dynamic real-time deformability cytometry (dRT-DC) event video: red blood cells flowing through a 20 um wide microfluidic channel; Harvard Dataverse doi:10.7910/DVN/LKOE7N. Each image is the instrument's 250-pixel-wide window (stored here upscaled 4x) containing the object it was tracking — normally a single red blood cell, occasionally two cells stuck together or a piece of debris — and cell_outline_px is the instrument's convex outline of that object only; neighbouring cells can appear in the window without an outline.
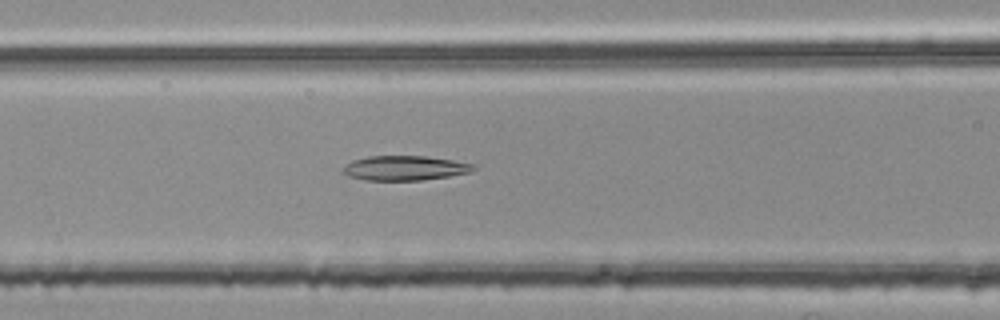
{"species": "common noctule bat (a hibernating species)", "species_latin": "Nyctalus noctula", "temperature_condition": "room temperature", "stored_images_in_passage": 39, "camera_frame_rate_fps": 3000, "um_per_image_px": 0.085, "animal": {"sex": "female", "body_mass_g": 25.1}, "frame": {"image": 1, "passage_image": 17, "time_ms": 5.333, "image_size_px": [1000, 320], "cell_outline_px": [[476, 168], [468, 172], [448, 176], [420, 180], [364, 180], [348, 176], [344, 172], [344, 168], [352, 160], [368, 156], [424, 156], [452, 160], [476, 164]], "centroid_in_image_um": [34.41, 14.28], "position_along_channel_um": 132.2, "area_um2": 18.5}}
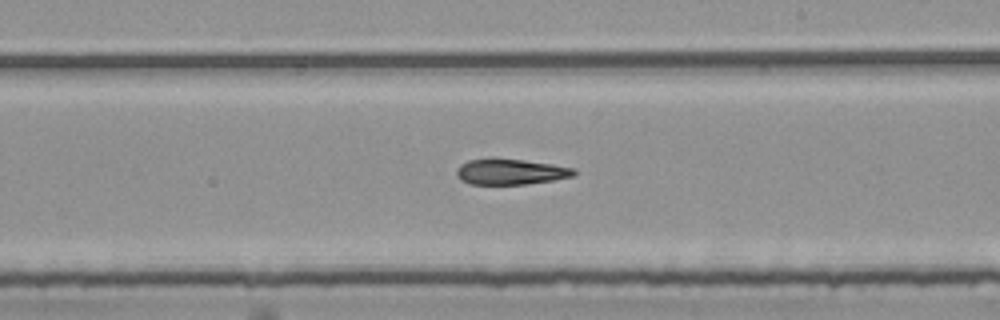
{"frame": {"image": 2, "passage_image": 26, "time_ms": 8.333, "image_size_px": [1000, 320], "cell_outline_px": [[576, 176], [528, 184], [472, 184], [460, 180], [456, 176], [456, 168], [460, 164], [468, 160], [492, 156], [496, 156], [552, 164], [576, 168]], "centroid_in_image_um": [43.37, 14.57], "position_along_channel_um": 245.6, "area_um2": 18.21}}
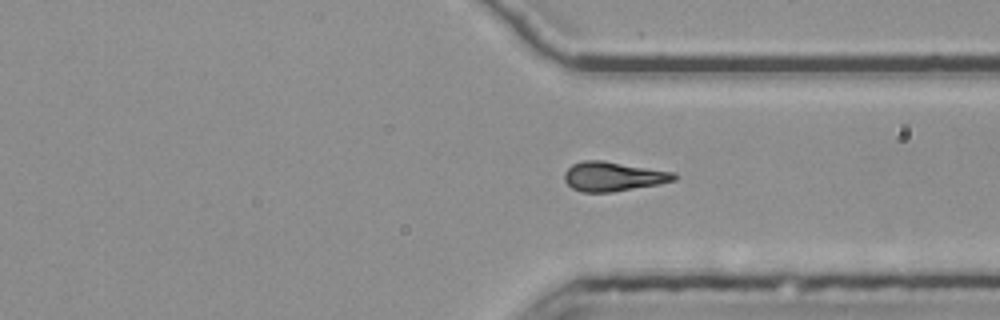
{"frame": {"image": 3, "passage_image": 35, "time_ms": 11.333, "image_size_px": [1000, 320], "cell_outline_px": [[676, 180], [656, 184], [612, 192], [580, 192], [572, 188], [564, 180], [564, 172], [572, 164], [584, 160], [604, 160], [676, 172]], "centroid_in_image_um": [52.1, 14.99], "position_along_channel_um": 359.3, "area_um2": 18.84}}